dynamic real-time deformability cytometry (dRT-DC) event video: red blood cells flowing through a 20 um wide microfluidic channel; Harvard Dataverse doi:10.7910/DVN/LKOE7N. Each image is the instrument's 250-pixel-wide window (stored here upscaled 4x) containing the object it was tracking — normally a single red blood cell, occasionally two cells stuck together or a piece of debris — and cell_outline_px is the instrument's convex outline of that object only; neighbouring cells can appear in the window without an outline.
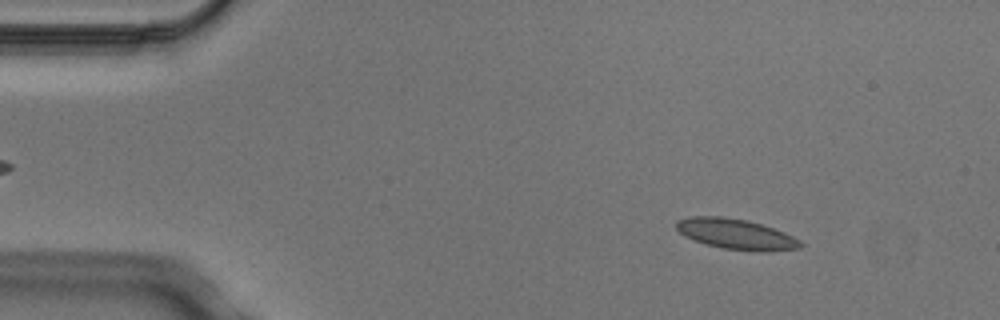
{"species": "Egyptian fruit bat (a non-hibernating species)", "species_latin": "Rousettus aegyptiacus", "temperature_condition": "cold", "stored_images_in_passage": 4, "camera_frame_rate_fps": 3000, "um_per_image_px": 0.085, "animal": {"sex": "male"}, "frame": {"image": 1, "passage_image": 1, "time_ms": 0.0, "image_size_px": [1000, 320], "cell_outline_px": [[804, 244], [800, 248], [724, 248], [708, 244], [684, 236], [676, 228], [676, 220], [688, 216], [720, 216], [748, 220], [784, 232], [800, 240]], "centroid_in_image_um": [62.44, 19.82], "position_along_channel_um": 22.6, "area_um2": 20.75}}
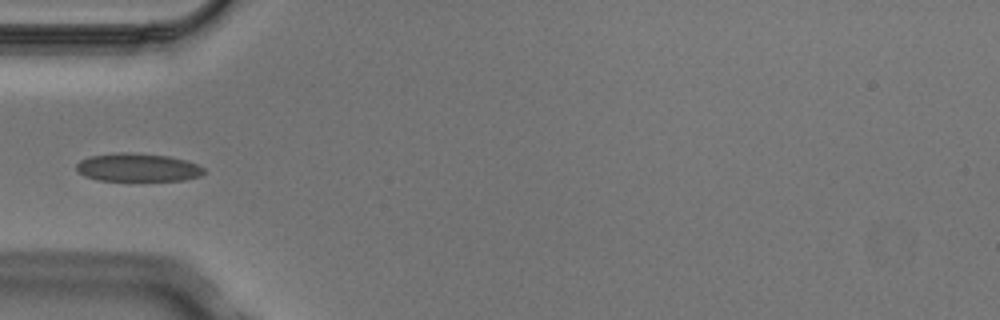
{"frame": {"image": 2, "passage_image": 4, "time_ms": 1.0, "image_size_px": [1000, 320], "cell_outline_px": [[204, 172], [200, 176], [184, 180], [96, 180], [84, 176], [76, 168], [76, 164], [80, 160], [88, 156], [120, 152], [128, 152], [168, 156], [188, 160], [204, 168]], "centroid_in_image_um": [11.69, 14.22], "position_along_channel_um": 73.3, "area_um2": 20.92}}